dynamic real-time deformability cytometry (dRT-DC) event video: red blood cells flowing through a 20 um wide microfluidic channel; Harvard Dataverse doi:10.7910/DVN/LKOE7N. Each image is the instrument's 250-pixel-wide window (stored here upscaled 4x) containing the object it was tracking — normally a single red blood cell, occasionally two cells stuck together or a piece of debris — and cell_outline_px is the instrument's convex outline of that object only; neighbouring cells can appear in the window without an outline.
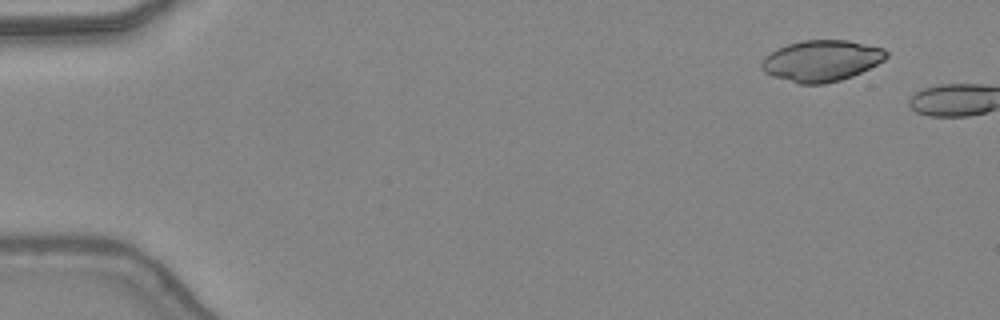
{"species": "common noctule bat (a hibernating species)", "species_latin": "Nyctalus noctula", "temperature_condition": "warm", "stored_images_in_passage": 3, "camera_frame_rate_fps": 3000, "um_per_image_px": 0.085, "animal": {"sex": "female", "body_mass_g": 24.6, "forearm_length_mm": 56.2}, "frame": {"image": 1, "passage_image": 1, "time_ms": 0.0, "image_size_px": [1000, 320], "cell_outline_px": [[888, 56], [884, 60], [852, 76], [840, 80], [824, 84], [800, 84], [772, 76], [764, 72], [760, 64], [764, 56], [776, 48], [788, 44], [804, 40], [848, 40], [884, 48], [888, 52]], "centroid_in_image_um": [69.8, 5.16], "position_along_channel_um": 15.2, "area_um2": 29.94}}